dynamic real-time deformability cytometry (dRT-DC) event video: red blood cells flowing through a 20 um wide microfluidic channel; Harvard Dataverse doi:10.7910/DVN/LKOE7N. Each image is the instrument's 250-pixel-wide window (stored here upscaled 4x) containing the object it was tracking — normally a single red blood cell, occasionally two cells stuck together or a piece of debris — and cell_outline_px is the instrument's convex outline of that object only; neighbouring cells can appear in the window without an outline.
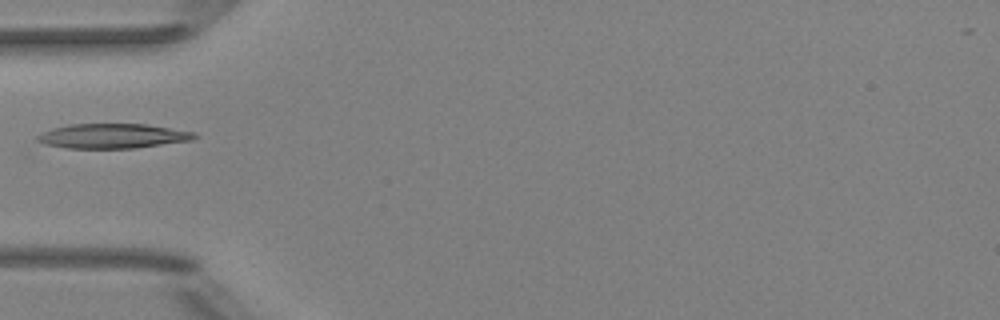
{"species": "Egyptian fruit bat (a non-hibernating species)", "species_latin": "Rousettus aegyptiacus", "temperature_condition": "room temperature", "stored_images_in_passage": 5, "camera_frame_rate_fps": 3000, "um_per_image_px": 0.085, "animal": {"sex": "female"}, "frame": {"image": 1, "passage_image": 3, "time_ms": 2.333, "image_size_px": [1000, 320], "cell_outline_px": [[200, 136], [192, 140], [136, 148], [64, 148], [44, 144], [36, 140], [36, 136], [52, 128], [68, 124], [148, 124], [196, 132]], "centroid_in_image_um": [9.61, 11.56], "position_along_channel_um": 75.4, "area_um2": 22.77}}
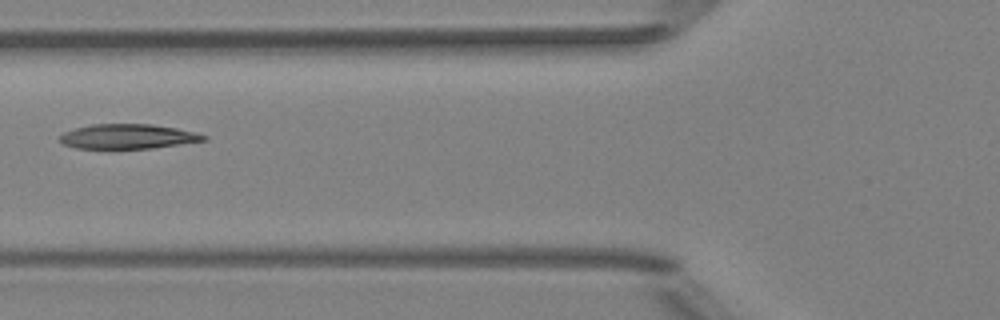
{"frame": {"image": 2, "passage_image": 4, "time_ms": 3.333, "image_size_px": [1000, 320], "cell_outline_px": [[208, 140], [152, 148], [76, 148], [60, 144], [56, 140], [64, 132], [76, 128], [92, 124], [152, 124], [176, 128], [196, 132], [208, 136]], "centroid_in_image_um": [10.85, 11.6], "position_along_channel_um": 115.0, "area_um2": 20.81}}
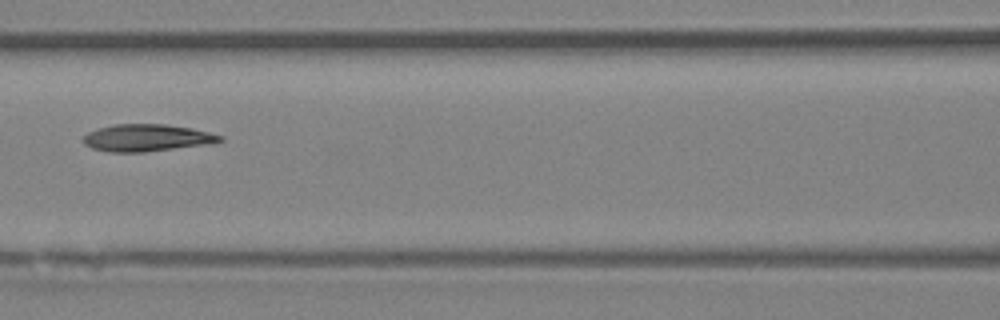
{"frame": {"image": 3, "passage_image": 5, "time_ms": 4.333, "image_size_px": [1000, 320], "cell_outline_px": [[224, 140], [208, 144], [144, 152], [108, 152], [92, 148], [84, 144], [80, 140], [88, 132], [112, 124], [164, 124], [192, 128], [224, 136]], "centroid_in_image_um": [12.46, 11.71], "position_along_channel_um": 154.1, "area_um2": 21.62}}